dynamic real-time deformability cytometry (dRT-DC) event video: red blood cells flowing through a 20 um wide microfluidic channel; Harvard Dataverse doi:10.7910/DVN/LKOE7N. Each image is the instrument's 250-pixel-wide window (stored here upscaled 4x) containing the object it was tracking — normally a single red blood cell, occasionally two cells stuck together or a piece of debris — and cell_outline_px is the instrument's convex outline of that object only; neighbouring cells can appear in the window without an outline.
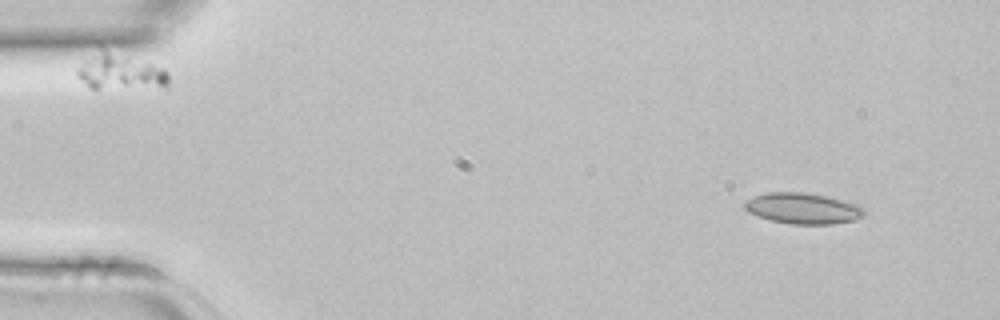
{"species": "common noctule bat (a hibernating species)", "species_latin": "Nyctalus noctula", "temperature_condition": "room temperature", "stored_images_in_passage": 3, "camera_frame_rate_fps": 3000, "um_per_image_px": 0.085, "animal": {"sex": "female", "body_mass_g": 22.7, "forearm_length_mm": 54.2}, "frame": {"image": 1, "passage_image": 1, "time_ms": 0.0, "image_size_px": [1000, 320], "cell_outline_px": [[868, 212], [864, 216], [856, 220], [832, 224], [792, 224], [768, 220], [748, 212], [744, 208], [744, 200], [752, 196], [764, 192], [804, 192], [828, 196], [856, 204], [864, 208]], "centroid_in_image_um": [68.23, 17.71], "position_along_channel_um": 16.8, "area_um2": 21.96}}
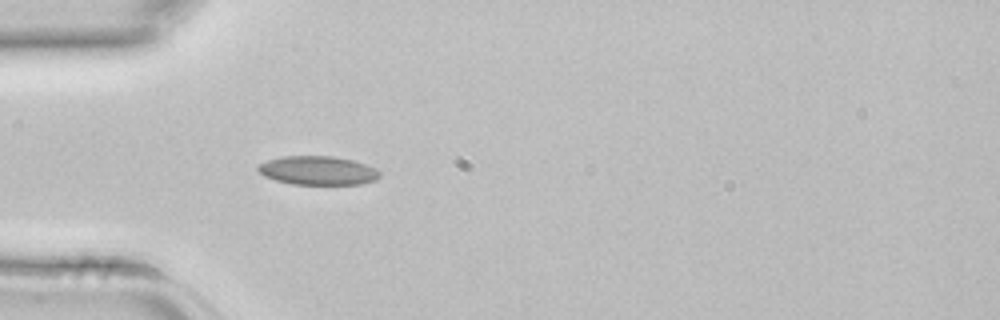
{"frame": {"image": 2, "passage_image": 3, "time_ms": 0.667, "image_size_px": [1000, 320], "cell_outline_px": [[380, 176], [376, 180], [360, 184], [292, 184], [276, 180], [264, 176], [256, 168], [256, 164], [268, 160], [284, 156], [332, 156], [352, 160], [376, 168], [380, 172]], "centroid_in_image_um": [27.0, 14.49], "position_along_channel_um": 58.0, "area_um2": 20.4}}